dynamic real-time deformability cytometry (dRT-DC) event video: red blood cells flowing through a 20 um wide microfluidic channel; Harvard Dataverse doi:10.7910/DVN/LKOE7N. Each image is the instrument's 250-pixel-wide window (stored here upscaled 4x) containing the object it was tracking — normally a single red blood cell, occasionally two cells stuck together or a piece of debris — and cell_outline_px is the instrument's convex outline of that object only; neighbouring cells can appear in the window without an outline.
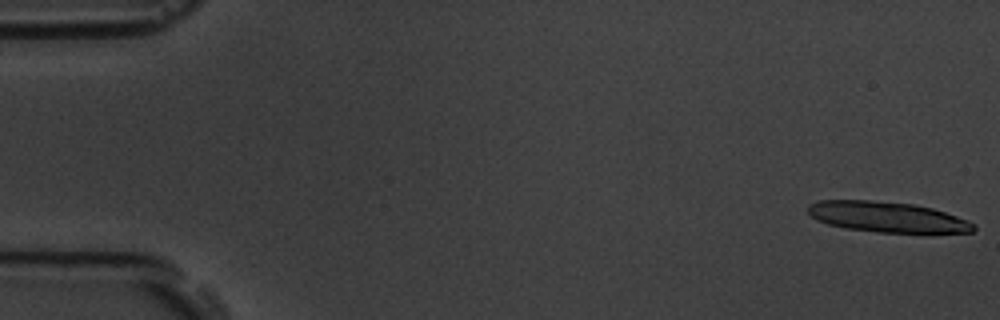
{"species": "common noctule bat (a hibernating species)", "species_latin": "Nyctalus noctula", "temperature_condition": "room temperature", "stored_images_in_passage": 5, "camera_frame_rate_fps": 3000, "um_per_image_px": 0.085, "animal": {"sex": "male", "body_mass_g": 19.5, "forearm_length_mm": 54.6}, "frame": {"image": 1, "passage_image": 1, "time_ms": 0.0, "image_size_px": [1000, 320], "cell_outline_px": [[976, 228], [972, 232], [876, 232], [844, 228], [828, 224], [816, 220], [808, 212], [808, 204], [820, 200], [868, 200], [912, 204], [932, 208], [968, 220], [976, 224]], "centroid_in_image_um": [75.38, 18.44], "position_along_channel_um": 9.6, "area_um2": 29.25}}